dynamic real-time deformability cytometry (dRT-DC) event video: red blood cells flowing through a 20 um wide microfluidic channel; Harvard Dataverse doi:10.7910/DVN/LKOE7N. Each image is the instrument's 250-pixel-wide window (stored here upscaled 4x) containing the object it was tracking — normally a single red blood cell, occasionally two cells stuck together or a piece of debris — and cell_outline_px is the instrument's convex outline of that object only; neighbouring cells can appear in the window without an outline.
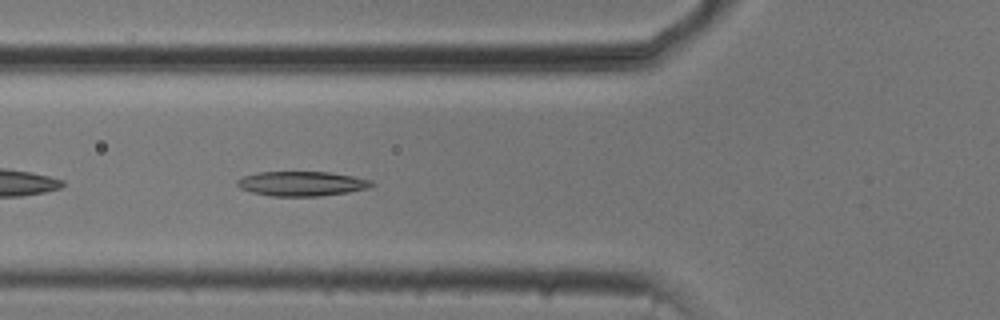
{"species": "common noctule bat (a hibernating species)", "species_latin": "Nyctalus noctula", "temperature_condition": "cold", "stored_images_in_passage": 38, "camera_frame_rate_fps": 3000, "um_per_image_px": 0.085, "animal": {"sex": "male", "body_mass_g": 20.5, "forearm_length_mm": 52.5}, "frame": {"image": 1, "passage_image": 4, "time_ms": 1.0, "image_size_px": [1000, 320], "cell_outline_px": [[376, 184], [368, 188], [348, 192], [320, 196], [272, 196], [252, 192], [240, 188], [236, 184], [236, 180], [244, 176], [256, 172], [328, 172], [352, 176], [372, 180]], "centroid_in_image_um": [25.65, 15.61], "position_along_channel_um": 100.2, "area_um2": 19.31}}
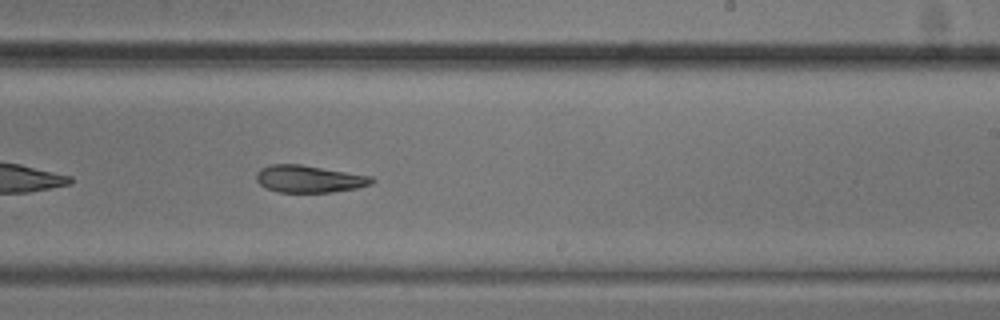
{"frame": {"image": 2, "passage_image": 17, "time_ms": 5.333, "image_size_px": [1000, 320], "cell_outline_px": [[376, 180], [372, 184], [356, 188], [332, 192], [280, 192], [268, 188], [260, 184], [256, 180], [256, 172], [260, 168], [272, 164], [300, 164], [372, 176]], "centroid_in_image_um": [26.29, 15.2], "position_along_channel_um": 262.7, "area_um2": 18.26}}
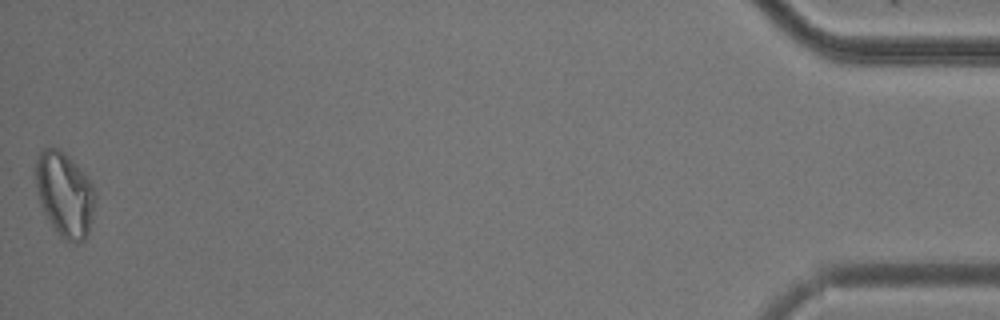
{"frame": {"image": 3, "passage_image": 38, "time_ms": 12.333, "image_size_px": [1000, 320], "cell_outline_px": [[96, 200], [92, 220], [88, 236], [84, 240], [76, 244], [64, 240], [60, 236], [52, 224], [40, 204], [36, 184], [36, 156], [40, 148], [60, 148], [76, 164], [92, 184], [96, 196]], "centroid_in_image_um": [5.51, 16.53], "position_along_channel_um": 429.7, "area_um2": 29.42}, "authors_computed_cell_mechanics": {"area_um2": 19.5075, "velocity_mm_per_s": 3.742, "shape_relaxation_time_tau1_ms": 6.8439, "shape_relaxation_time_tau2_ms": null, "deformation_change_tau1": 0.1623, "deformation_change_tau2": null}}